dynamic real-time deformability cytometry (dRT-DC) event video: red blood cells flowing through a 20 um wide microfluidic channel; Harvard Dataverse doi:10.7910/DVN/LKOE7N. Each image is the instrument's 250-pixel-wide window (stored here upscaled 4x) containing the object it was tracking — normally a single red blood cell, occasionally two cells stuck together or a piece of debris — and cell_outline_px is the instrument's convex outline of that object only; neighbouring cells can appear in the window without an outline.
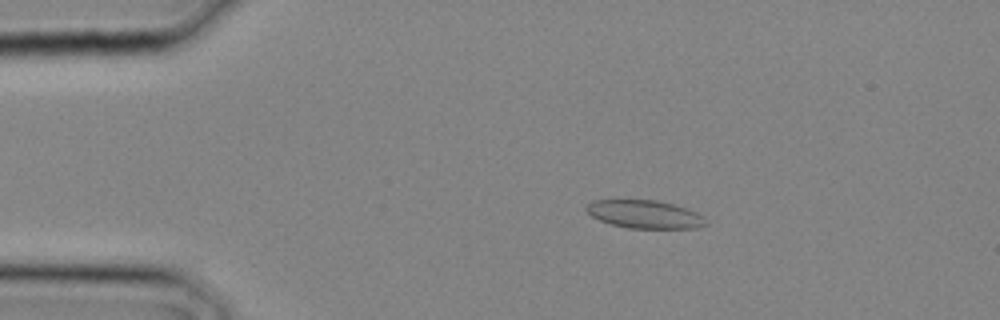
{"species": "common noctule bat (a hibernating species)", "species_latin": "Nyctalus noctula", "temperature_condition": "cold", "stored_images_in_passage": 19, "camera_frame_rate_fps": 3000, "um_per_image_px": 0.085, "animal": {"sex": "male", "body_mass_g": 20.4}, "frame": {"image": 1, "passage_image": 5, "time_ms": 1.333, "image_size_px": [1000, 320], "cell_outline_px": [[708, 224], [696, 228], [628, 228], [612, 224], [600, 220], [592, 216], [584, 208], [592, 200], [656, 200], [672, 204], [696, 212], [704, 216]], "centroid_in_image_um": [54.8, 18.21], "position_along_channel_um": 30.2, "area_um2": 19.42}}
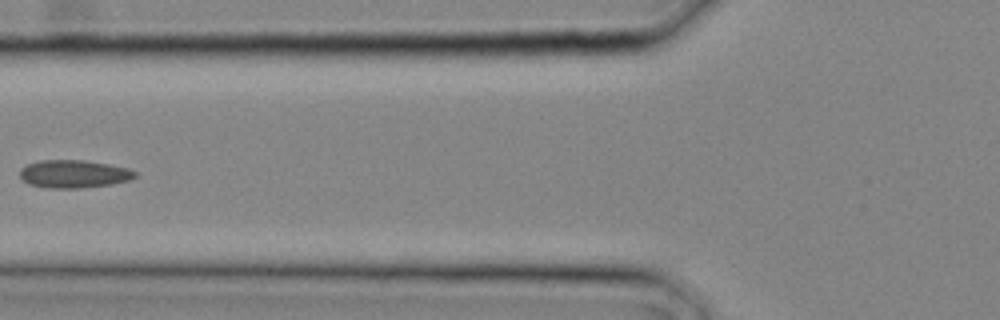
{"frame": {"image": 2, "passage_image": 11, "time_ms": 3.333, "image_size_px": [1000, 320], "cell_outline_px": [[136, 176], [128, 180], [112, 184], [80, 188], [48, 188], [28, 184], [20, 176], [20, 168], [28, 164], [40, 160], [84, 160], [108, 164], [128, 168], [136, 172]], "centroid_in_image_um": [6.26, 14.78], "position_along_channel_um": 119.5, "area_um2": 18.67}}
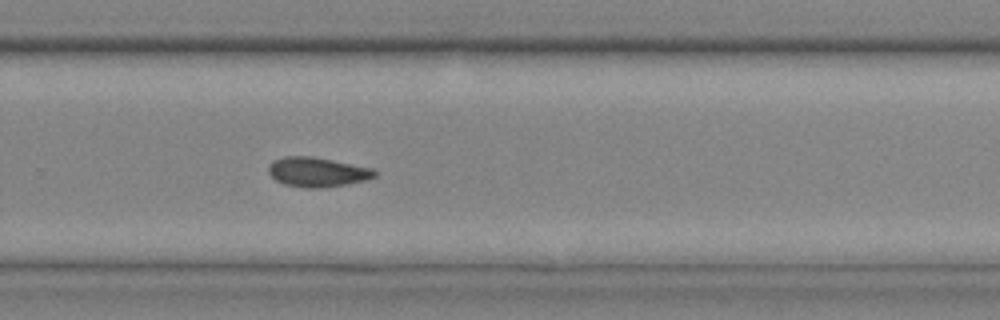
{"frame": {"image": 3, "passage_image": 19, "time_ms": 6.0, "image_size_px": [1000, 320], "cell_outline_px": [[376, 176], [368, 180], [320, 188], [304, 188], [284, 184], [276, 180], [268, 172], [268, 164], [272, 160], [284, 156], [312, 156], [372, 168], [376, 172]], "centroid_in_image_um": [26.93, 14.62], "position_along_channel_um": 302.9, "area_um2": 18.32}}